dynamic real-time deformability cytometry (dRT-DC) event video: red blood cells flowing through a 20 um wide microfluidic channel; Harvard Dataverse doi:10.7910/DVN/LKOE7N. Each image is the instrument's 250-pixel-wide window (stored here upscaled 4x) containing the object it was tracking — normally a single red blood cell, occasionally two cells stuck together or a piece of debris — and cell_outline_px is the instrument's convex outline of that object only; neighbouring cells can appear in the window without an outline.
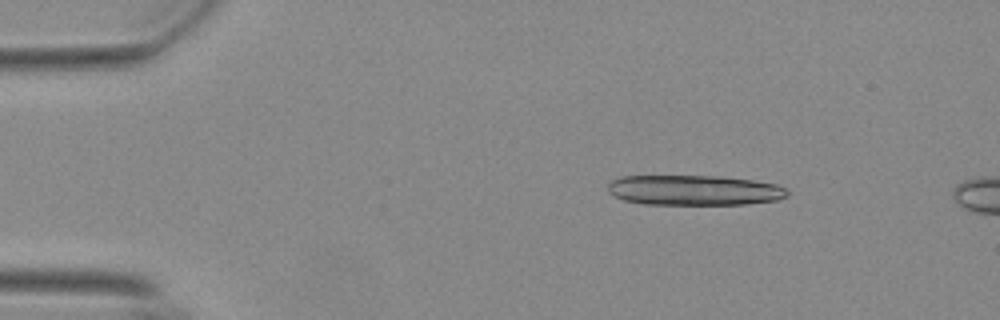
{"species": "Egyptian fruit bat (a non-hibernating species)", "species_latin": "Rousettus aegyptiacus", "temperature_condition": "warm", "stored_images_in_passage": 5, "camera_frame_rate_fps": 3000, "um_per_image_px": 0.085, "animal": {"sex": "female"}, "frame": {"image": 1, "passage_image": 1, "time_ms": 0.0, "image_size_px": [1000, 320], "cell_outline_px": [[788, 196], [776, 200], [744, 204], [644, 204], [624, 200], [608, 192], [608, 184], [612, 180], [620, 176], [720, 176], [752, 180], [776, 184], [784, 188], [788, 192]], "centroid_in_image_um": [58.99, 16.16], "position_along_channel_um": 26.0, "area_um2": 31.44}}